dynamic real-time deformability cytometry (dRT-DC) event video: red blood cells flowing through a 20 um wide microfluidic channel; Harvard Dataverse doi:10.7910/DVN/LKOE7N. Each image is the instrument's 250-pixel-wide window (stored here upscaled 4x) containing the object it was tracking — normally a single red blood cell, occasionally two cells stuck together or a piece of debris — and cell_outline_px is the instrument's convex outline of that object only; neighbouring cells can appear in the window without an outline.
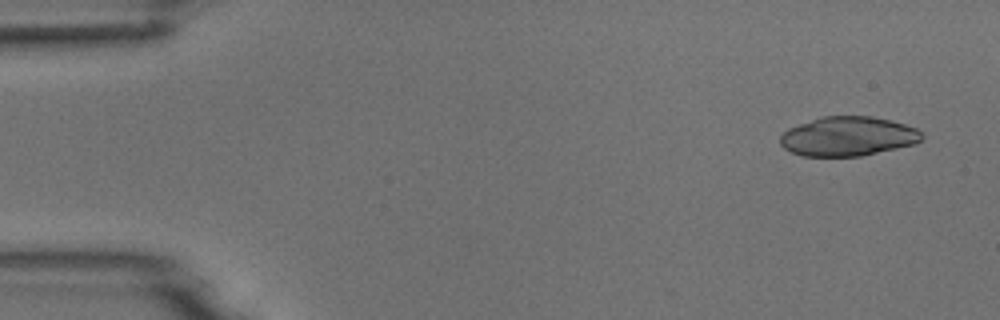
{"species": "common noctule bat (a hibernating species)", "species_latin": "Nyctalus noctula", "temperature_condition": "room temperature", "stored_images_in_passage": 4, "camera_frame_rate_fps": 3000, "um_per_image_px": 0.085, "animal": {"sex": "male", "body_mass_g": 18.8}, "frame": {"image": 1, "passage_image": 1, "time_ms": 0.0, "image_size_px": [1000, 320], "cell_outline_px": [[924, 136], [920, 140], [912, 144], [896, 148], [860, 156], [804, 156], [792, 152], [784, 148], [780, 144], [780, 136], [788, 128], [820, 116], [872, 116], [904, 124], [916, 128]], "centroid_in_image_um": [72.04, 11.58], "position_along_channel_um": 13.0, "area_um2": 32.25}}